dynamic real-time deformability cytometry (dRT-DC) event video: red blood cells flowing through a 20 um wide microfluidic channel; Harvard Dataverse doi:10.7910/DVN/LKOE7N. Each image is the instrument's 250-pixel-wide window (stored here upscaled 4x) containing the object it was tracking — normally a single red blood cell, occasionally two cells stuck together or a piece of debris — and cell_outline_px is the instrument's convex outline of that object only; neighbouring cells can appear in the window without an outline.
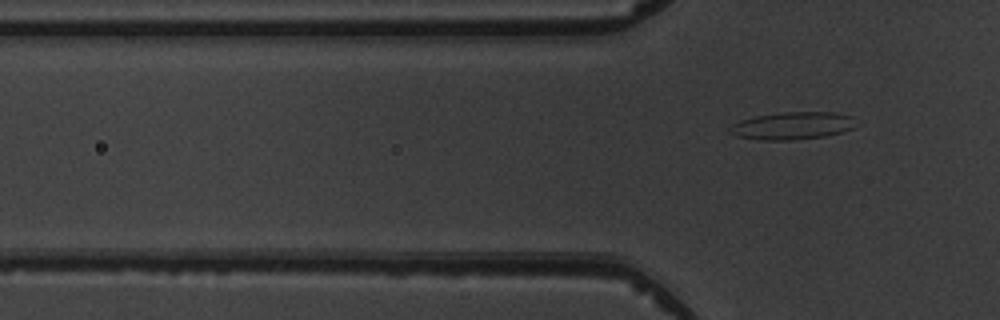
{"species": "common noctule bat (a hibernating species)", "species_latin": "Nyctalus noctula", "temperature_condition": "warm", "stored_images_in_passage": 7, "camera_frame_rate_fps": 3000, "um_per_image_px": 0.085, "animal": {"sex": "male", "body_mass_g": 19.5, "forearm_length_mm": 54.6}, "frame": {"image": 1, "passage_image": 7, "time_ms": 7.667, "image_size_px": [1000, 320], "cell_outline_px": [[852, 128], [840, 132], [824, 136], [792, 140], [760, 140], [736, 136], [728, 132], [728, 128], [732, 124], [740, 120], [756, 116], [780, 112], [832, 112], [852, 116]], "centroid_in_image_um": [67.26, 10.69], "position_along_channel_um": 58.5, "area_um2": 20.06}}